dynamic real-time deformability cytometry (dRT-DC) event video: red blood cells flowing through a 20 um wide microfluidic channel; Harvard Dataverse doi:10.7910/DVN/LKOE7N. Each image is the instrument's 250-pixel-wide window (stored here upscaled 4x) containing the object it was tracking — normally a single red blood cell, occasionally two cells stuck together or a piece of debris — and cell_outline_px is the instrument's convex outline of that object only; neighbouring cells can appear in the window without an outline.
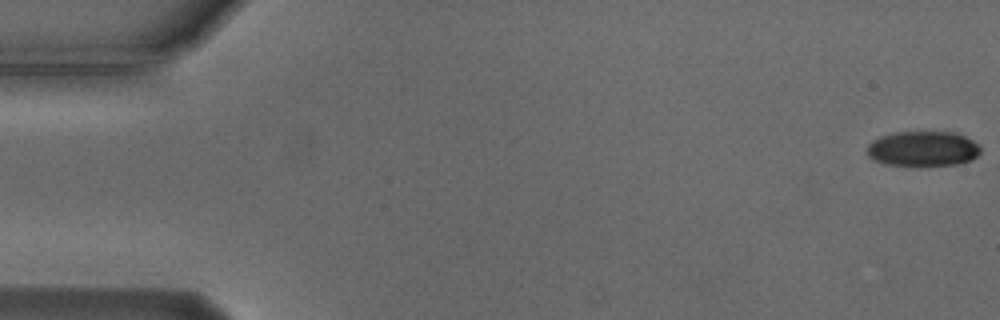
{"species": "Egyptian fruit bat (a non-hibernating species)", "species_latin": "Rousettus aegyptiacus", "temperature_condition": "cold", "stored_images_in_passage": 53, "camera_frame_rate_fps": 3000, "um_per_image_px": 0.085, "animal": {"sex": "male"}, "frame": {"image": 1, "passage_image": 1, "time_ms": 0.0, "image_size_px": [1000, 320], "cell_outline_px": [[980, 152], [972, 160], [956, 164], [920, 168], [884, 164], [872, 160], [868, 156], [868, 144], [872, 140], [880, 136], [892, 132], [956, 132], [972, 140], [980, 148]], "centroid_in_image_um": [78.41, 12.68], "position_along_channel_um": 6.6, "area_um2": 23.93}}
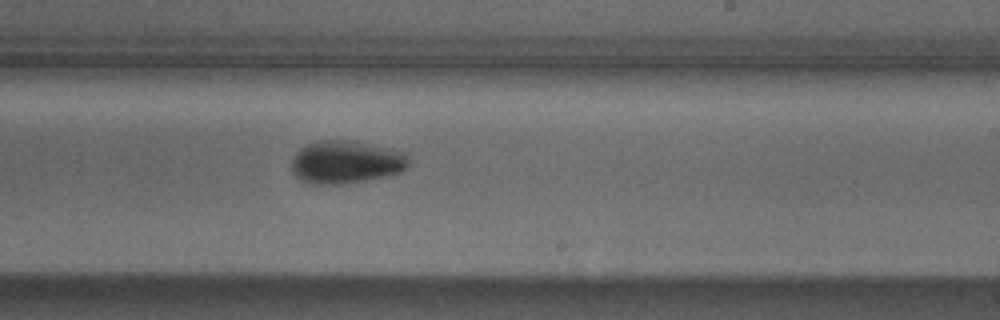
{"frame": {"image": 2, "passage_image": 33, "time_ms": 10.667, "image_size_px": [1000, 320], "cell_outline_px": [[408, 164], [400, 172], [388, 176], [340, 184], [312, 184], [300, 180], [292, 172], [292, 160], [296, 152], [304, 144], [316, 140], [344, 140], [368, 144], [408, 152]], "centroid_in_image_um": [29.38, 13.77], "position_along_channel_um": 259.6, "area_um2": 29.3}}
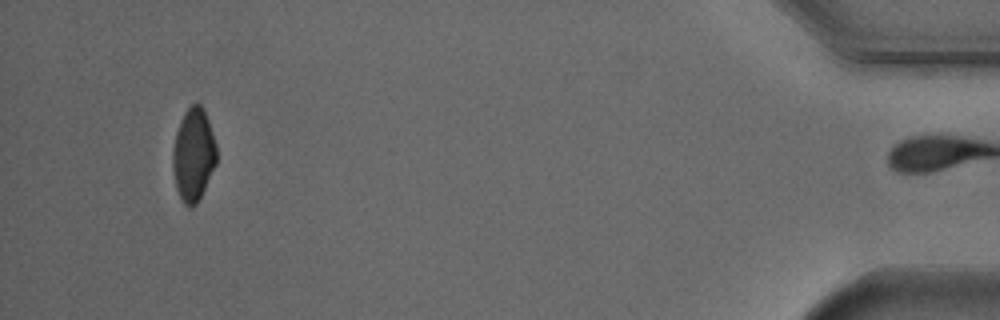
{"frame": {"image": 3, "passage_image": 52, "time_ms": 17.0, "image_size_px": [1000, 320], "cell_outline_px": [[216, 164], [196, 204], [188, 208], [184, 204], [176, 188], [172, 168], [172, 152], [176, 132], [184, 112], [196, 100], [204, 108], [216, 144]], "centroid_in_image_um": [16.43, 13.12], "position_along_channel_um": 418.8, "area_um2": 23.64}, "authors_computed_cell_mechanics": {"area_um2": 25.9522, "velocity_mm_per_s": 3.7534, "shape_relaxation_time_tau1_ms": 3.695, "shape_relaxation_time_tau2_ms": null, "deformation_change_tau1": 0.1233, "deformation_change_tau2": null}}